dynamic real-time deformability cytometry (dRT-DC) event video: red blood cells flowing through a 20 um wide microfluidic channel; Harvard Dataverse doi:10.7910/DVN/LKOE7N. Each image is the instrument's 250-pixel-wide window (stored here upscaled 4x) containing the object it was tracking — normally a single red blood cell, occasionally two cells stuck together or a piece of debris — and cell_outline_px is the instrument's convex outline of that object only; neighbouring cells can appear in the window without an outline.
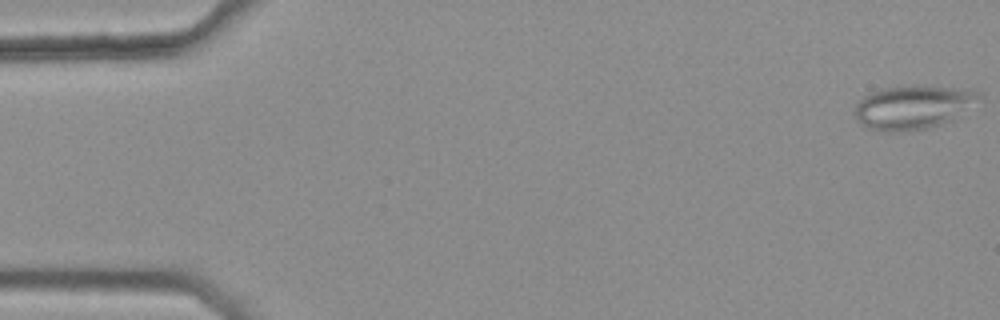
{"species": "common noctule bat (a hibernating species)", "species_latin": "Nyctalus noctula", "temperature_condition": "warm", "stored_images_in_passage": 14, "camera_frame_rate_fps": 3000, "um_per_image_px": 0.085, "animal": {"sex": "female", "body_mass_g": 25.1}, "frame": {"image": 1, "passage_image": 1, "time_ms": 0.0, "image_size_px": [1000, 320], "cell_outline_px": [[984, 96], [952, 120], [928, 128], [900, 132], [884, 132], [864, 128], [856, 120], [856, 104], [864, 96], [872, 92], [884, 88], [916, 84], [972, 88], [980, 92]], "centroid_in_image_um": [77.64, 9.09], "position_along_channel_um": 7.4, "area_um2": 32.37}}